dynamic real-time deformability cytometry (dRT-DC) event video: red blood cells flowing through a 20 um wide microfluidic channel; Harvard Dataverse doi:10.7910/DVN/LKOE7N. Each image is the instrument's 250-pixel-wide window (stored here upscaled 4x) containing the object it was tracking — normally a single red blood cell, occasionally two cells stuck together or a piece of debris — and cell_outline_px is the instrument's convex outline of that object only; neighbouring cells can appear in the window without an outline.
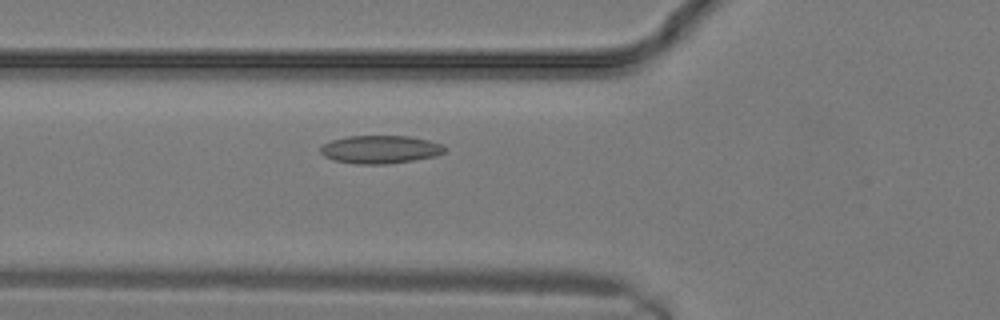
{"species": "common noctule bat (a hibernating species)", "species_latin": "Nyctalus noctula", "temperature_condition": "warm", "stored_images_in_passage": 3, "camera_frame_rate_fps": 3000, "um_per_image_px": 0.085, "animal": {"sex": "male", "body_mass_g": 19.2, "forearm_length_mm": 51.8}, "frame": {"image": 1, "passage_image": 3, "time_ms": 0.667, "image_size_px": [1000, 320], "cell_outline_px": [[448, 148], [444, 152], [436, 156], [388, 164], [356, 164], [332, 160], [324, 156], [320, 152], [320, 148], [324, 144], [332, 140], [348, 136], [408, 136], [428, 140], [440, 144]], "centroid_in_image_um": [32.31, 12.71], "position_along_channel_um": 93.5, "area_um2": 20.29}}